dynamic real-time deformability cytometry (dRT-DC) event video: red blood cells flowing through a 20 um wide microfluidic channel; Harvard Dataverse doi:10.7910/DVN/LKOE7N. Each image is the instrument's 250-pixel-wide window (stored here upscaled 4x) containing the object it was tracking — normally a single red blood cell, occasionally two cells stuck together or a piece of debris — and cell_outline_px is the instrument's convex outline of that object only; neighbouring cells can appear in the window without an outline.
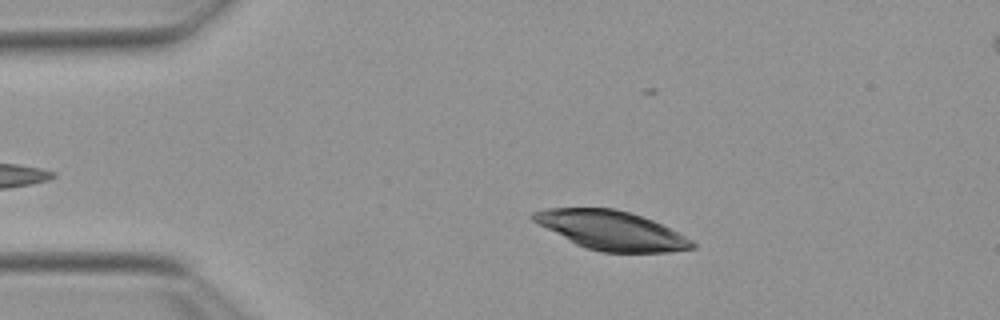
{"species": "Egyptian fruit bat (a non-hibernating species)", "species_latin": "Rousettus aegyptiacus", "temperature_condition": "warm", "stored_images_in_passage": 12, "camera_frame_rate_fps": 3000, "um_per_image_px": 0.085, "animal": {"sex": "female"}, "frame": {"image": 1, "passage_image": 7, "time_ms": 2.0, "image_size_px": [1000, 320], "cell_outline_px": [[696, 248], [668, 252], [600, 252], [576, 244], [532, 220], [528, 216], [532, 212], [544, 208], [616, 208], [652, 220], [692, 240], [696, 244]], "centroid_in_image_um": [51.95, 19.57], "position_along_channel_um": 33.1, "area_um2": 35.72}}